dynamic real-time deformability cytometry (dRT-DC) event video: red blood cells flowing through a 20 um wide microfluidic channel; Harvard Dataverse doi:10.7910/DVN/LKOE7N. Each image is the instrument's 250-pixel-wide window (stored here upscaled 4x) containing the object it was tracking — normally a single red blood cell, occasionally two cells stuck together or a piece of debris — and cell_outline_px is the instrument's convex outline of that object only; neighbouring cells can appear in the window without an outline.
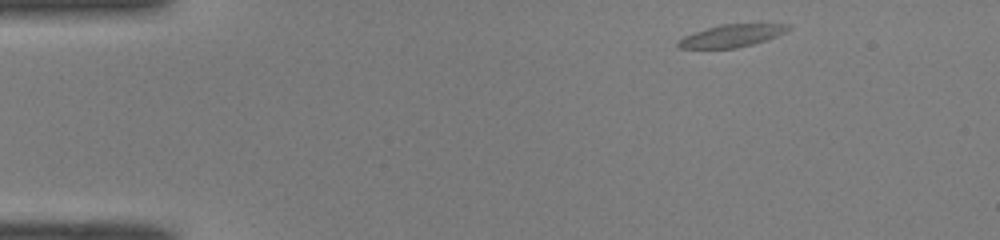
{"species": "common noctule bat (a hibernating species)", "species_latin": "Nyctalus noctula", "temperature_condition": "room temperature", "stored_images_in_passage": 45, "camera_frame_rate_fps": 3000, "um_per_image_px": 0.085, "animal": {"sex": "male", "body_mass_g": 19.0, "forearm_length_mm": 50.8}, "frame": {"image": 1, "passage_image": 1, "time_ms": 0.0, "image_size_px": [1000, 240], "cell_outline_px": [[792, 28], [776, 36], [752, 44], [736, 48], [676, 48], [676, 40], [684, 36], [720, 24], [792, 24]], "centroid_in_image_um": [62.16, 3.04], "position_along_channel_um": 22.8, "area_um2": 14.28}}
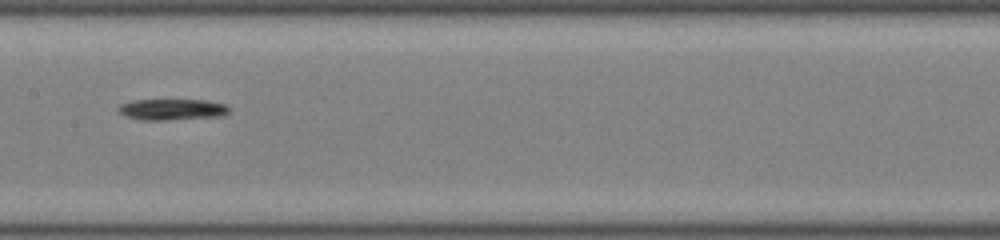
{"frame": {"image": 2, "passage_image": 20, "time_ms": 6.333, "image_size_px": [1000, 240], "cell_outline_px": [[228, 112], [220, 116], [160, 120], [140, 120], [124, 116], [116, 108], [120, 104], [132, 100], [208, 100], [224, 104], [228, 108]], "centroid_in_image_um": [14.55, 9.3], "position_along_channel_um": 192.8, "area_um2": 13.53}}
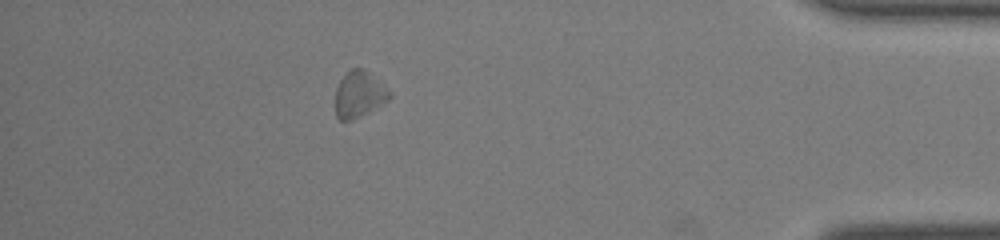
{"frame": {"image": 3, "passage_image": 39, "time_ms": 12.667, "image_size_px": [1000, 240], "cell_outline_px": [[392, 96], [388, 100], [360, 116], [348, 120], [340, 120], [336, 116], [336, 88], [340, 80], [352, 68], [364, 68], [392, 92]], "centroid_in_image_um": [30.54, 8.0], "position_along_channel_um": 404.7, "area_um2": 14.33}, "authors_computed_cell_mechanics": {"area_um2": 13.872, "velocity_mm_per_s": 4.0392, "shape_relaxation_time_tau1_ms": 1.2186, "shape_relaxation_time_tau2_ms": null, "deformation_change_tau1": 0.1017, "deformation_change_tau2": null}}